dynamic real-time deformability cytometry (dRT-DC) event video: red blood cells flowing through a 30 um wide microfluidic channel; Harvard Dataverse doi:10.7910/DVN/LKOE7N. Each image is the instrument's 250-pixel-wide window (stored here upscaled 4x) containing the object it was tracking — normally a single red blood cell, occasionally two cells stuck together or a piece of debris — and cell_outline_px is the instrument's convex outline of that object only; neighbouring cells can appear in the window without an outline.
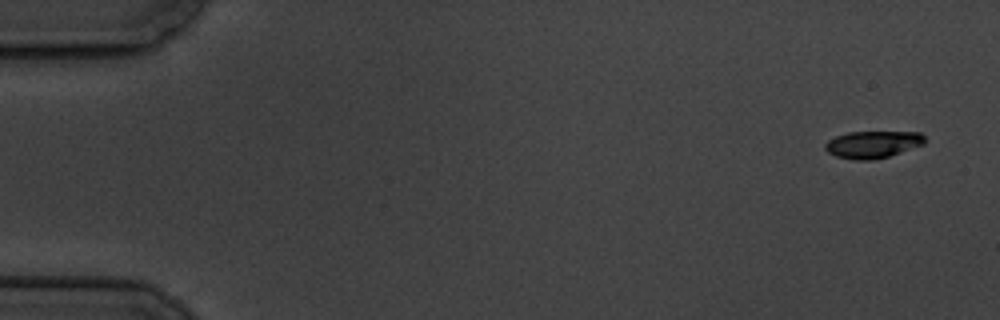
{"species": "common noctule bat (a hibernating species)", "species_latin": "Nyctalus noctula", "temperature_condition": "cold", "stored_images_in_passage": 6, "camera_frame_rate_fps": 3000, "um_per_image_px": 0.085, "animal": {"sex": "male", "body_mass_g": 19.5, "forearm_length_mm": 54.6}, "frame": {"image": 1, "passage_image": 1, "time_ms": 0.0, "image_size_px": [1000, 320], "cell_outline_px": [[924, 144], [888, 156], [872, 160], [856, 160], [836, 156], [828, 152], [824, 148], [824, 144], [828, 140], [836, 136], [848, 132], [920, 132], [924, 136]], "centroid_in_image_um": [74.15, 12.27], "position_along_channel_um": 10.8, "area_um2": 15.61}}
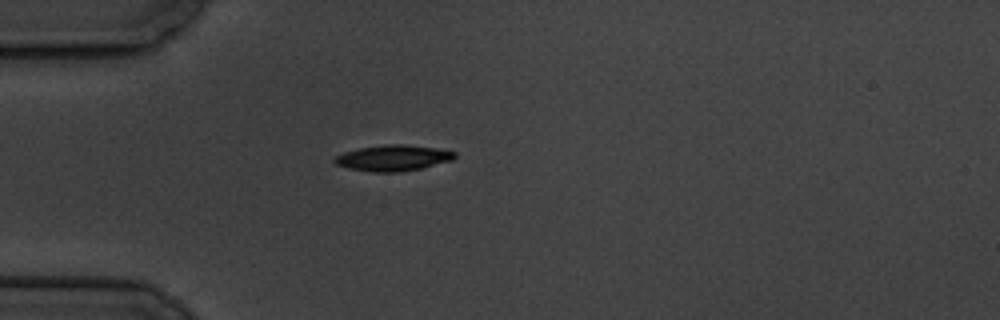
{"frame": {"image": 2, "passage_image": 5, "time_ms": 4.667, "image_size_px": [1000, 320], "cell_outline_px": [[456, 156], [452, 160], [420, 168], [400, 172], [372, 172], [348, 168], [336, 164], [332, 160], [336, 156], [344, 152], [360, 148], [388, 144], [400, 144], [436, 148], [456, 152]], "centroid_in_image_um": [33.39, 13.43], "position_along_channel_um": 51.6, "area_um2": 17.92}}